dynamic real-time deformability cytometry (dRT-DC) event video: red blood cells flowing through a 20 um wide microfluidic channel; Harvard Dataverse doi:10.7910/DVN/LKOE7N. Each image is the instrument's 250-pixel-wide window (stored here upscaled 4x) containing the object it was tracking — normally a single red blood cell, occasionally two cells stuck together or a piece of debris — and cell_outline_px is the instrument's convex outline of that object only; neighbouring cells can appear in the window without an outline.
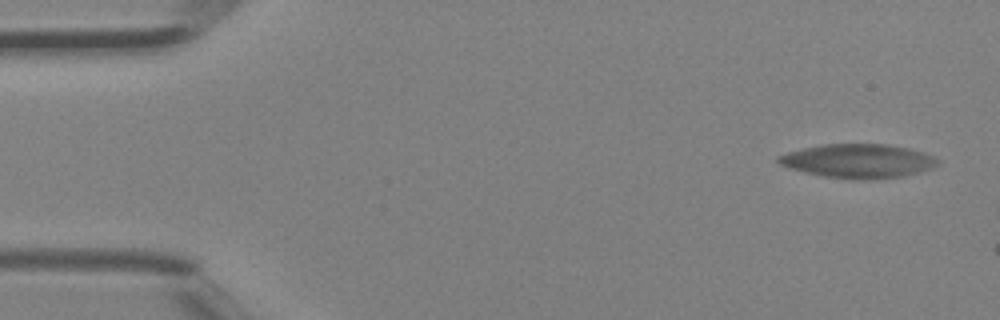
{"species": "Egyptian fruit bat (a non-hibernating species)", "species_latin": "Rousettus aegyptiacus", "temperature_condition": "room temperature", "stored_images_in_passage": 4, "camera_frame_rate_fps": 3000, "um_per_image_px": 0.085, "animal": {"sex": "female"}, "frame": {"image": 1, "passage_image": 1, "time_ms": 0.0, "image_size_px": [1000, 320], "cell_outline_px": [[940, 160], [932, 168], [904, 176], [876, 180], [852, 180], [824, 176], [804, 172], [788, 168], [780, 164], [776, 160], [776, 156], [788, 152], [820, 144], [884, 144], [908, 148], [932, 156]], "centroid_in_image_um": [72.9, 13.7], "position_along_channel_um": 12.1, "area_um2": 31.62}}